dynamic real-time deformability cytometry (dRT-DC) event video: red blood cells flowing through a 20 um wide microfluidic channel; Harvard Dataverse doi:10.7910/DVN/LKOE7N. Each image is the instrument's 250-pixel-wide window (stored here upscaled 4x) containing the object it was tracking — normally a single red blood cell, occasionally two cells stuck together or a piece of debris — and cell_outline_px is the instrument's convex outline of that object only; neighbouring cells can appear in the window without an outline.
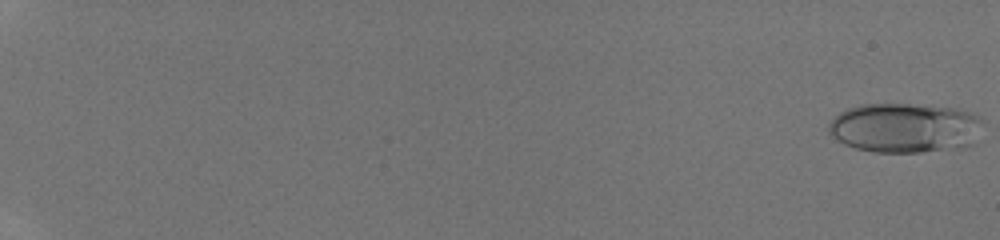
{"species": "human", "species_latin": "Homo sapiens", "temperature_condition": "room temperature", "stored_images_in_passage": 48, "camera_frame_rate_fps": 3000, "um_per_image_px": 0.085, "donor": {"sex": "male"}, "frame": {"image": 1, "passage_image": 1, "time_ms": 0.0, "image_size_px": [1000, 240], "cell_outline_px": [[984, 124], [976, 144], [964, 148], [920, 152], [876, 152], [856, 148], [844, 144], [836, 140], [828, 132], [828, 124], [840, 112], [848, 108], [860, 104], [908, 104], [956, 108], [976, 112], [984, 120]], "centroid_in_image_um": [77.01, 10.87], "position_along_channel_um": 8.0, "area_um2": 45.6}}
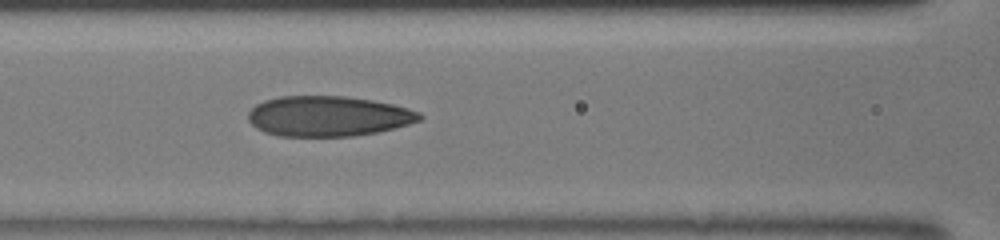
{"frame": {"image": 2, "passage_image": 25, "time_ms": 8.0, "image_size_px": [1000, 240], "cell_outline_px": [[424, 116], [420, 120], [408, 124], [376, 132], [352, 136], [280, 136], [264, 132], [256, 128], [248, 120], [248, 112], [256, 104], [264, 100], [280, 96], [344, 96], [372, 100], [392, 104], [408, 108], [420, 112]], "centroid_in_image_um": [27.87, 9.87], "position_along_channel_um": 138.7, "area_um2": 40.23}}
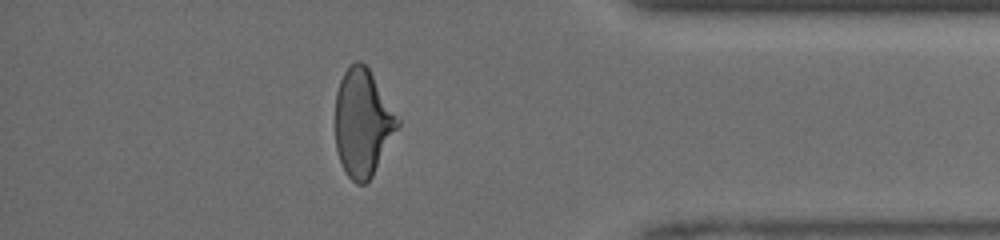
{"frame": {"image": 3, "passage_image": 43, "time_ms": 14.0, "image_size_px": [1000, 240], "cell_outline_px": [[400, 124], [372, 176], [364, 184], [356, 184], [344, 172], [336, 148], [336, 92], [340, 80], [344, 72], [356, 60], [360, 60], [368, 68], [400, 120]], "centroid_in_image_um": [30.82, 10.45], "position_along_channel_um": 404.4, "area_um2": 38.49}}